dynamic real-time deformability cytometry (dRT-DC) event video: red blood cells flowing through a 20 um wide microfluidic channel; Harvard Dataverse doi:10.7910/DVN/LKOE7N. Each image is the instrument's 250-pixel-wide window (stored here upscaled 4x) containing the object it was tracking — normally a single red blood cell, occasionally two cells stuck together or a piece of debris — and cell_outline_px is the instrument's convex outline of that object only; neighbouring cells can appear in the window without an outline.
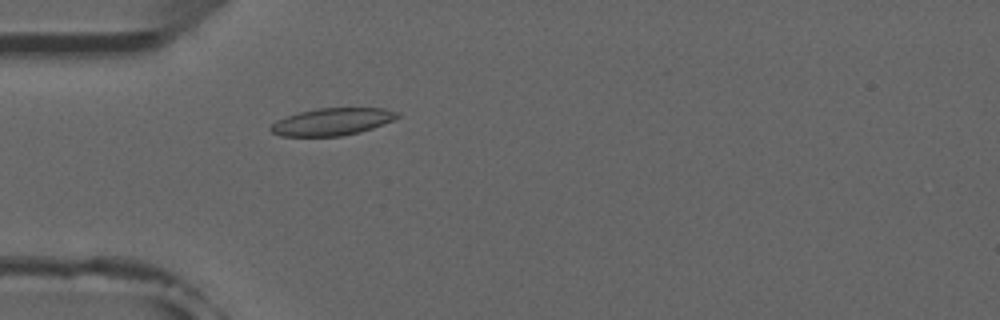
{"species": "common noctule bat (a hibernating species)", "species_latin": "Nyctalus noctula", "temperature_condition": "room temperature", "stored_images_in_passage": 53, "camera_frame_rate_fps": 3000, "um_per_image_px": 0.085, "animal": {"sex": "male", "forearm_length_mm": 52.5}, "frame": {"image": 1, "passage_image": 16, "time_ms": 5.0, "image_size_px": [1000, 320], "cell_outline_px": [[400, 116], [392, 120], [372, 128], [360, 132], [340, 136], [280, 136], [272, 132], [268, 128], [276, 120], [300, 112], [316, 108], [384, 108], [400, 112]], "centroid_in_image_um": [28.23, 10.34], "position_along_channel_um": 56.8, "area_um2": 20.06}}
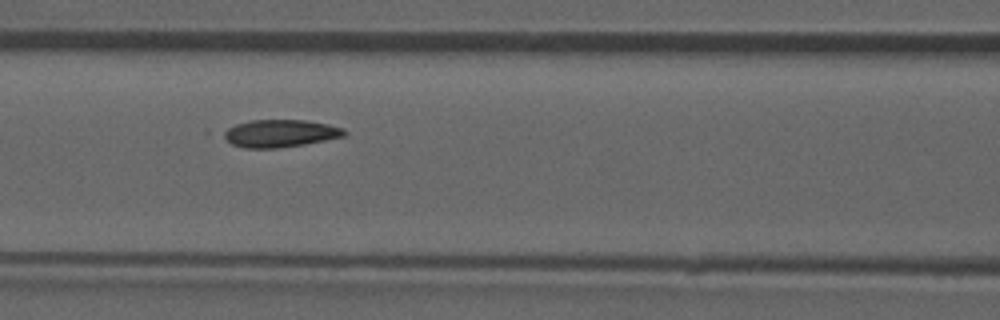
{"frame": {"image": 2, "passage_image": 23, "time_ms": 7.333, "image_size_px": [1000, 320], "cell_outline_px": [[348, 132], [344, 136], [304, 144], [276, 148], [244, 148], [232, 144], [216, 132], [236, 124], [252, 120], [308, 120], [328, 124], [344, 128]], "centroid_in_image_um": [23.75, 11.33], "position_along_channel_um": 142.9, "area_um2": 19.59}, "authors_computed_cell_mechanics": {"area_um2": 19.5942, "velocity_mm_per_s": 3.8995, "shape_relaxation_time_tau1_ms": 5.5071, "shape_relaxation_time_tau2_ms": 4.7015, "deformation_change_tau1": 0.1486, "deformation_change_tau2": 0.1063}}